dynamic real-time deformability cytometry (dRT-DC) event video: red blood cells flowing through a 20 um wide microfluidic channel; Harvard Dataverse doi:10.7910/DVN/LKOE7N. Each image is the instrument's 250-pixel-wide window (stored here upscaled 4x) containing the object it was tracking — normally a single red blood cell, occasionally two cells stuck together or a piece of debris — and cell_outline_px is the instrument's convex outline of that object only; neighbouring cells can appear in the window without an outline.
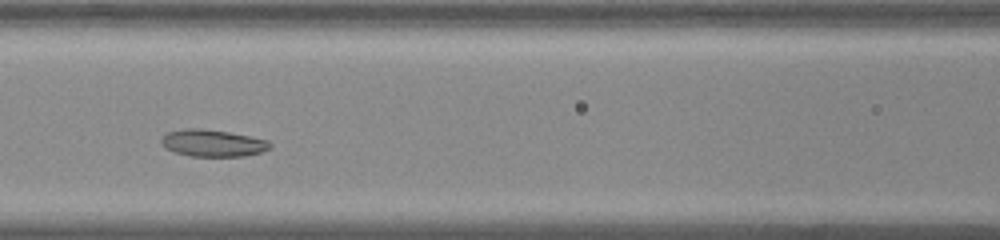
{"species": "common noctule bat (a hibernating species)", "species_latin": "Nyctalus noctula", "temperature_condition": "room temperature", "stored_images_in_passage": 50, "camera_frame_rate_fps": 3000, "um_per_image_px": 0.085, "animal": {"sex": "male", "body_mass_g": 20.0, "forearm_length_mm": 53.3}, "frame": {"image": 1, "passage_image": 20, "time_ms": 6.333, "image_size_px": [1000, 240], "cell_outline_px": [[272, 144], [268, 148], [260, 152], [244, 156], [192, 156], [176, 152], [164, 148], [160, 140], [168, 132], [184, 128], [200, 128], [228, 132], [268, 140]], "centroid_in_image_um": [18.05, 12.16], "position_along_channel_um": 148.5, "area_um2": 16.88}}
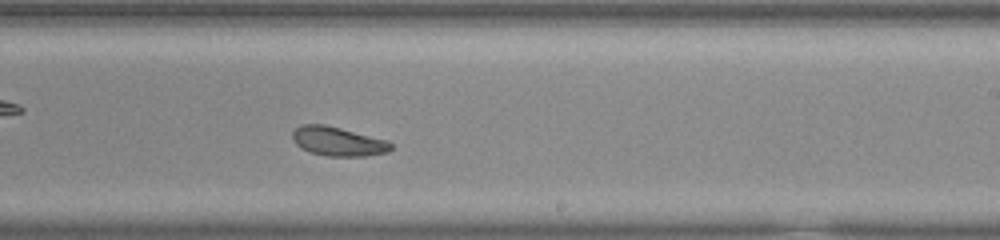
{"frame": {"image": 2, "passage_image": 29, "time_ms": 9.333, "image_size_px": [1000, 240], "cell_outline_px": [[392, 148], [388, 152], [364, 156], [328, 156], [308, 152], [300, 148], [292, 140], [292, 132], [300, 124], [324, 124], [388, 140], [392, 144]], "centroid_in_image_um": [28.7, 12.02], "position_along_channel_um": 260.3, "area_um2": 16.82}}
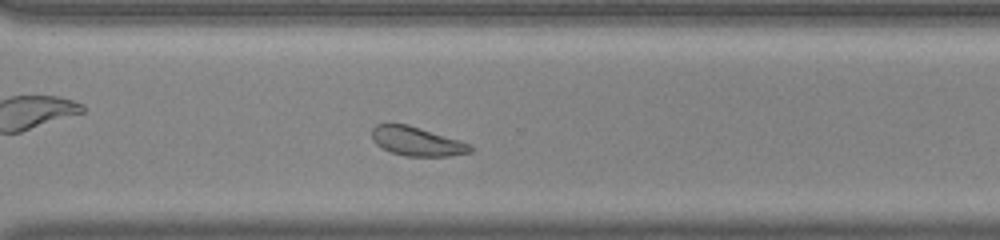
{"frame": {"image": 3, "passage_image": 35, "time_ms": 11.333, "image_size_px": [1000, 240], "cell_outline_px": [[472, 152], [448, 156], [404, 156], [380, 148], [372, 140], [372, 128], [376, 124], [408, 124], [460, 140], [472, 144]], "centroid_in_image_um": [35.43, 12.01], "position_along_channel_um": 335.2, "area_um2": 16.76}, "authors_computed_cell_mechanics": {"area_um2": 18.5249, "velocity_mm_per_s": 3.747, "shape_relaxation_time_tau1_ms": 3.5825, "shape_relaxation_time_tau2_ms": 6.6472, "deformation_change_tau1": 0.1063, "deformation_change_tau2": 0.1312}}